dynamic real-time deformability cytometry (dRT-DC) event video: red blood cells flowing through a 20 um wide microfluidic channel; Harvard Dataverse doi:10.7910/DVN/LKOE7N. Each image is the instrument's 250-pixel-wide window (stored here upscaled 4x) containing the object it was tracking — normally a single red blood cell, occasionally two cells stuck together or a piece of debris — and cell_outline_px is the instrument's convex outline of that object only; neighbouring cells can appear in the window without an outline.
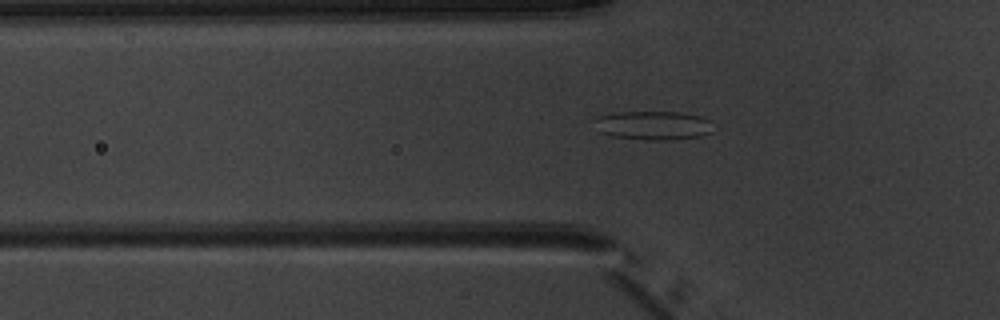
{"species": "common noctule bat (a hibernating species)", "species_latin": "Nyctalus noctula", "temperature_condition": "warm", "stored_images_in_passage": 7, "camera_frame_rate_fps": 3000, "um_per_image_px": 0.085, "animal": {"sex": "male", "body_mass_g": 20.1, "forearm_length_mm": 53.5}, "frame": {"image": 1, "passage_image": 7, "time_ms": 7.0, "image_size_px": [1000, 320], "cell_outline_px": [[712, 132], [700, 136], [672, 140], [648, 140], [612, 136], [596, 132], [592, 120], [596, 116], [616, 112], [680, 112], [700, 116], [712, 120]], "centroid_in_image_um": [55.47, 10.66], "position_along_channel_um": 70.3, "area_um2": 20.46}}